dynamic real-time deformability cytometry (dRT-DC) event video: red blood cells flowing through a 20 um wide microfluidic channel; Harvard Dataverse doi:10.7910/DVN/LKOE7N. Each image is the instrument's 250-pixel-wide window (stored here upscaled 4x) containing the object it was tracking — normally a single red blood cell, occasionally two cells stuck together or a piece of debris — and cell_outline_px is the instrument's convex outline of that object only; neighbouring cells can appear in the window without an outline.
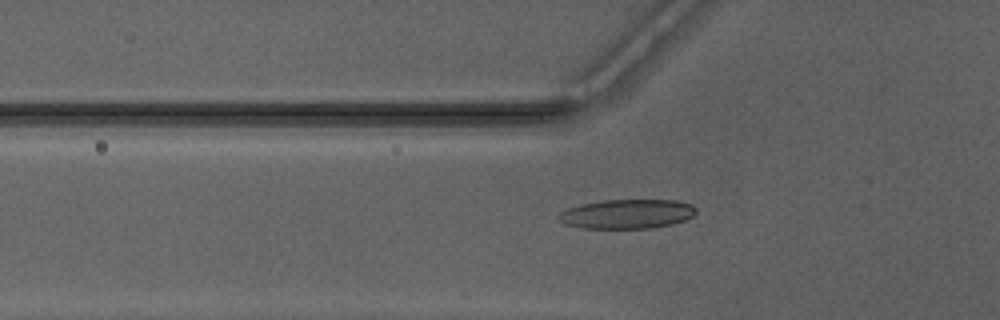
{"species": "Egyptian fruit bat (a non-hibernating species)", "species_latin": "Rousettus aegyptiacus", "temperature_condition": "warm", "stored_images_in_passage": 45, "camera_frame_rate_fps": 3000, "um_per_image_px": 0.085, "animal": {"sex": "male"}, "frame": {"image": 1, "passage_image": 13, "time_ms": 4.0, "image_size_px": [1000, 320], "cell_outline_px": [[696, 212], [692, 216], [684, 220], [672, 224], [652, 228], [584, 228], [564, 224], [556, 220], [556, 216], [560, 212], [568, 208], [580, 204], [604, 200], [676, 200], [692, 204], [696, 208]], "centroid_in_image_um": [53.26, 18.18], "position_along_channel_um": 72.5, "area_um2": 23.64}}
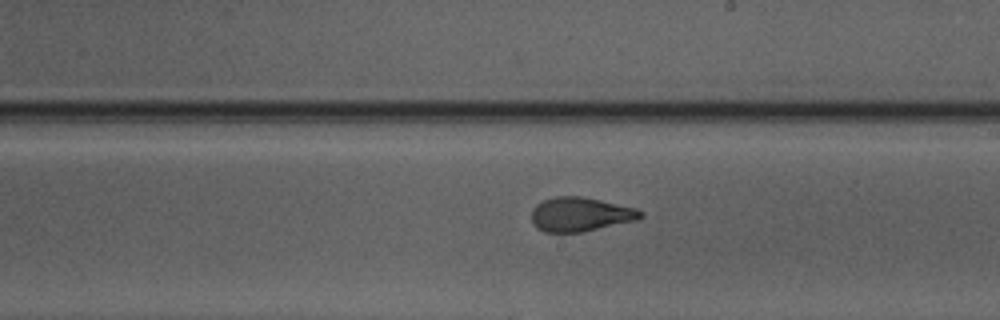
{"frame": {"image": 2, "passage_image": 25, "time_ms": 8.0, "image_size_px": [1000, 320], "cell_outline_px": [[644, 216], [636, 220], [584, 232], [544, 232], [536, 228], [532, 224], [532, 208], [536, 204], [544, 200], [556, 196], [580, 196], [600, 200], [636, 208], [644, 212]], "centroid_in_image_um": [49.32, 18.23], "position_along_channel_um": 239.7, "area_um2": 21.79}}
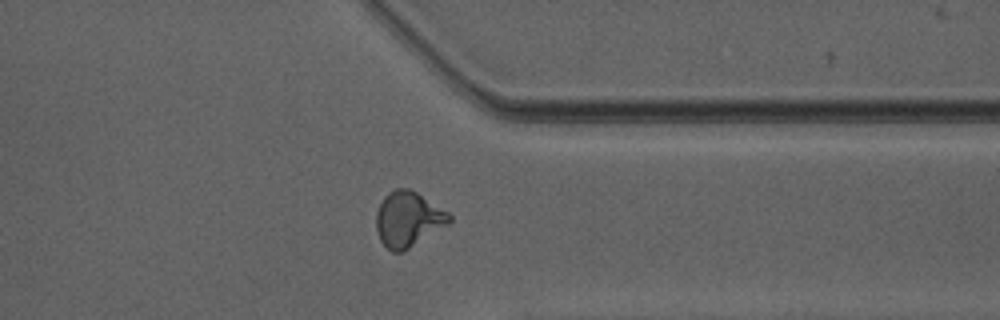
{"frame": {"image": 3, "passage_image": 35, "time_ms": 11.333, "image_size_px": [1000, 320], "cell_outline_px": [[452, 220], [448, 224], [408, 248], [400, 252], [392, 252], [380, 240], [376, 228], [376, 212], [384, 196], [388, 192], [396, 188], [408, 188], [416, 192], [448, 212], [452, 216]], "centroid_in_image_um": [34.67, 18.61], "position_along_channel_um": 376.7, "area_um2": 23.18}, "authors_computed_cell_mechanics": {"area_um2": 22.1952, "velocity_mm_per_s": 4.1749, "shape_relaxation_time_tau1_ms": 5.632, "shape_relaxation_time_tau2_ms": 0.9632, "deformation_change_tau1": 0.2253, "deformation_change_tau2": 0.0777}}